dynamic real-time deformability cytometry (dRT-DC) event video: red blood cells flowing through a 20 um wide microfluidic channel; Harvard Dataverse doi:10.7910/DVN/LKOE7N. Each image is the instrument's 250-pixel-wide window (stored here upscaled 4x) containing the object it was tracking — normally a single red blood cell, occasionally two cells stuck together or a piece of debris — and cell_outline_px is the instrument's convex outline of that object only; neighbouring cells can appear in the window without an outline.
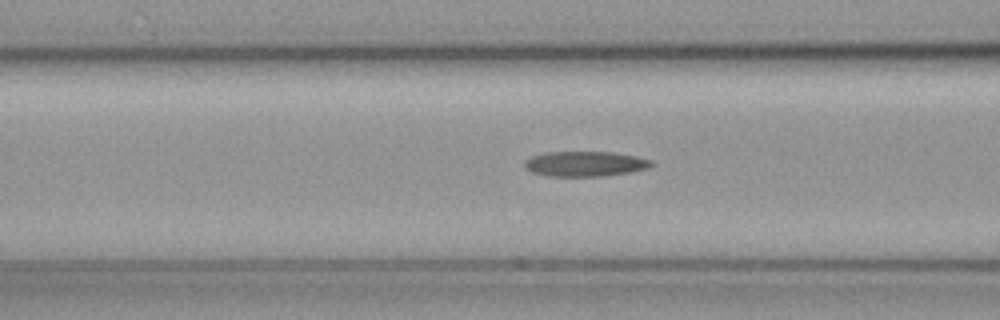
{"species": "common noctule bat (a hibernating species)", "species_latin": "Nyctalus noctula", "temperature_condition": "cold", "stored_images_in_passage": 40, "camera_frame_rate_fps": 3000, "um_per_image_px": 0.085, "animal": {"sex": "female", "body_mass_g": 19.3, "forearm_length_mm": 54.1}, "frame": {"image": 1, "passage_image": 18, "time_ms": 5.667, "image_size_px": [1000, 320], "cell_outline_px": [[656, 164], [648, 168], [628, 172], [604, 176], [548, 176], [532, 172], [524, 168], [524, 160], [532, 156], [548, 152], [612, 152], [636, 156], [652, 160]], "centroid_in_image_um": [49.73, 13.92], "position_along_channel_um": 116.9, "area_um2": 18.61}}
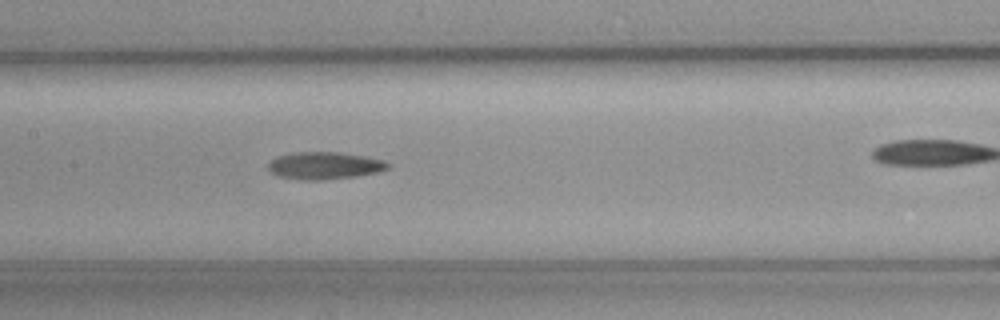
{"frame": {"image": 2, "passage_image": 23, "time_ms": 7.333, "image_size_px": [1000, 320], "cell_outline_px": [[388, 168], [376, 172], [352, 176], [320, 180], [304, 180], [280, 176], [272, 172], [268, 168], [268, 164], [272, 160], [280, 156], [292, 152], [340, 152], [364, 156], [384, 160], [388, 164]], "centroid_in_image_um": [27.57, 14.06], "position_along_channel_um": 179.8, "area_um2": 18.61}}